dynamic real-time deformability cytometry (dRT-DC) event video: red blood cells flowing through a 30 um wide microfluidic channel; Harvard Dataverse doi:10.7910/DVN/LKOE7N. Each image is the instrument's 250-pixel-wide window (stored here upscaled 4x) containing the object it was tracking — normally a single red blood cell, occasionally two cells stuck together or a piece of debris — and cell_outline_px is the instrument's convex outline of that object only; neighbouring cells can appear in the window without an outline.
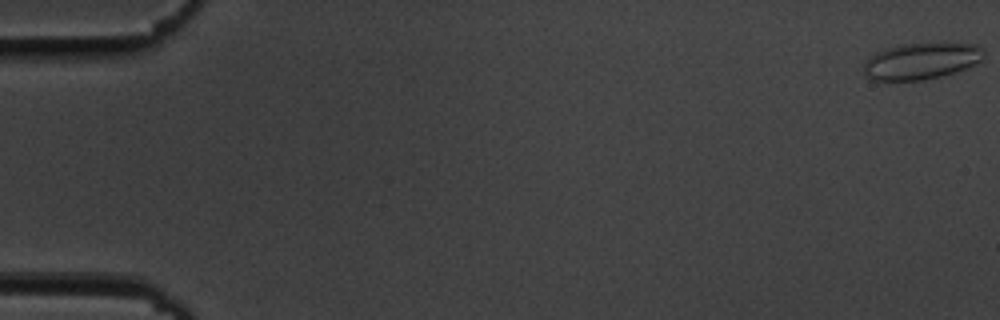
{"species": "common noctule bat (a hibernating species)", "species_latin": "Nyctalus noctula", "temperature_condition": "cold", "stored_images_in_passage": 54, "camera_frame_rate_fps": 3000, "um_per_image_px": 0.085, "animal": {"sex": "male", "body_mass_g": 19.5, "forearm_length_mm": 54.6}, "frame": {"image": 1, "passage_image": 1, "time_ms": 0.0, "image_size_px": [1000, 320], "cell_outline_px": [[984, 60], [976, 64], [940, 76], [924, 80], [868, 80], [864, 76], [864, 64], [876, 52], [884, 48], [896, 44], [944, 40], [976, 44], [984, 48]], "centroid_in_image_um": [78.36, 5.12], "position_along_channel_um": 6.6, "area_um2": 26.59}}
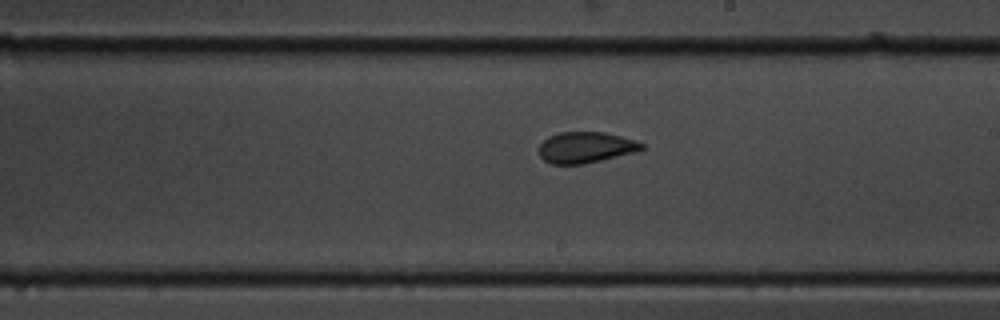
{"frame": {"image": 2, "passage_image": 33, "time_ms": 10.667, "image_size_px": [1000, 320], "cell_outline_px": [[644, 148], [632, 152], [584, 164], [552, 164], [544, 160], [540, 156], [540, 144], [548, 136], [560, 132], [604, 132], [636, 140], [644, 144]], "centroid_in_image_um": [49.76, 12.52], "position_along_channel_um": 239.2, "area_um2": 18.32}}
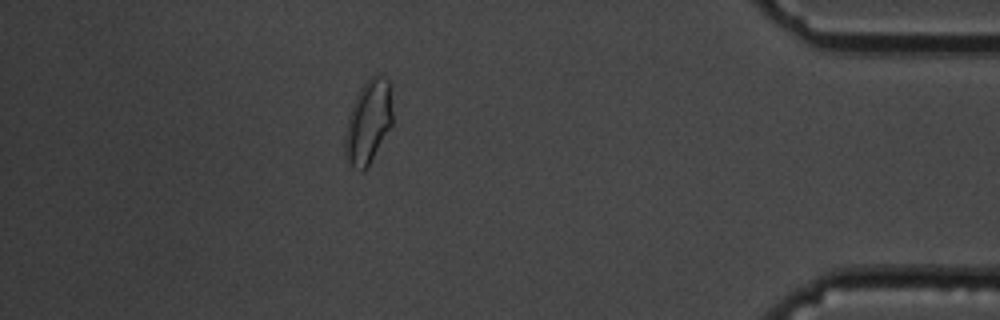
{"frame": {"image": 3, "passage_image": 50, "time_ms": 16.333, "image_size_px": [1000, 320], "cell_outline_px": [[392, 124], [368, 168], [364, 172], [360, 172], [352, 168], [344, 160], [344, 132], [348, 116], [352, 104], [360, 88], [376, 72], [388, 80], [392, 112]], "centroid_in_image_um": [31.26, 10.45], "position_along_channel_um": 403.9, "area_um2": 23.58}}